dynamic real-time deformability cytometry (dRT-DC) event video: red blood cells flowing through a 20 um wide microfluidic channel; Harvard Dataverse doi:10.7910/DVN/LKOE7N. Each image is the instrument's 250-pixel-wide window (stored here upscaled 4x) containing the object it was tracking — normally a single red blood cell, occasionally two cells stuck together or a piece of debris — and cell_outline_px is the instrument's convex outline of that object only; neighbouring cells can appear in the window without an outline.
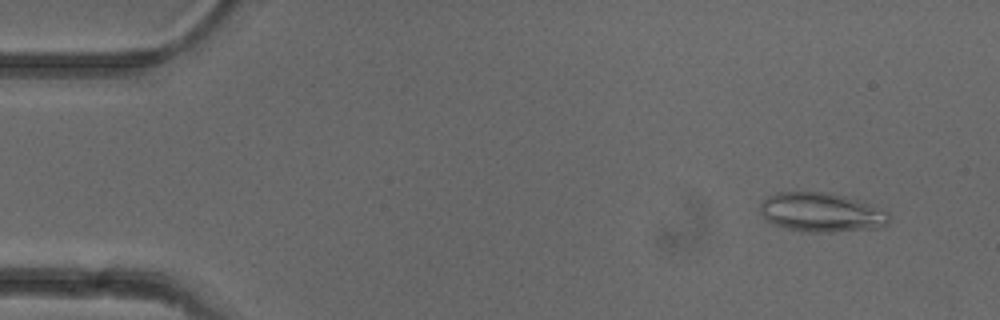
{"species": "common noctule bat (a hibernating species)", "species_latin": "Nyctalus noctula", "temperature_condition": "cold", "stored_images_in_passage": 6, "camera_frame_rate_fps": 3000, "um_per_image_px": 0.085, "animal": {"sex": "female"}, "frame": {"image": 1, "passage_image": 1, "time_ms": 0.0, "image_size_px": [1000, 320], "cell_outline_px": [[888, 224], [884, 228], [832, 232], [804, 232], [788, 228], [776, 224], [768, 220], [760, 212], [760, 204], [768, 196], [776, 192], [824, 192], [844, 196], [872, 204], [888, 212]], "centroid_in_image_um": [69.86, 18.06], "position_along_channel_um": 15.1, "area_um2": 29.48}}